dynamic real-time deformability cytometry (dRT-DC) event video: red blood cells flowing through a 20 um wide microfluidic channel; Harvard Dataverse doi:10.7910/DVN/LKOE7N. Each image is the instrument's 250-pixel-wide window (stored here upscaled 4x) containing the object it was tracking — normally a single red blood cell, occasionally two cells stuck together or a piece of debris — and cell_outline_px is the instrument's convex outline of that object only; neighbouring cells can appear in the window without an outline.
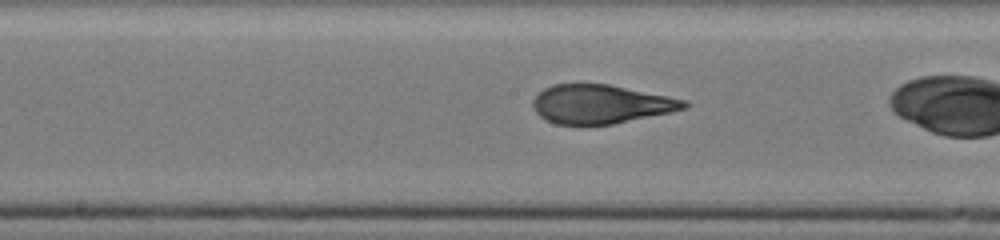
{"species": "human", "species_latin": "Homo sapiens", "temperature_condition": "cold", "stored_images_in_passage": 40, "camera_frame_rate_fps": 3000, "um_per_image_px": 0.085, "donor": {"sex": "male"}, "frame": {"image": 1, "passage_image": 26, "time_ms": 8.333, "image_size_px": [1000, 240], "cell_outline_px": [[688, 108], [612, 124], [580, 128], [556, 124], [544, 120], [536, 112], [532, 104], [532, 100], [544, 88], [552, 84], [608, 84], [688, 100]], "centroid_in_image_um": [51.02, 8.89], "position_along_channel_um": 197.2, "area_um2": 34.8}}
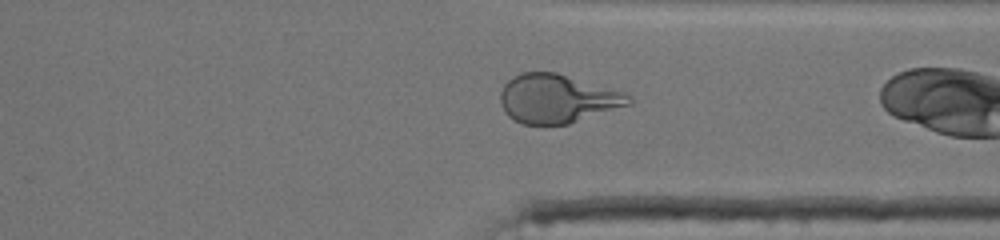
{"frame": {"image": 2, "passage_image": 39, "time_ms": 12.667, "image_size_px": [1000, 240], "cell_outline_px": [[632, 104], [568, 124], [524, 124], [508, 116], [504, 112], [500, 104], [500, 92], [504, 84], [512, 76], [520, 72], [556, 72], [624, 92], [632, 96]], "centroid_in_image_um": [47.35, 8.38], "position_along_channel_um": 364.0, "area_um2": 36.53}}